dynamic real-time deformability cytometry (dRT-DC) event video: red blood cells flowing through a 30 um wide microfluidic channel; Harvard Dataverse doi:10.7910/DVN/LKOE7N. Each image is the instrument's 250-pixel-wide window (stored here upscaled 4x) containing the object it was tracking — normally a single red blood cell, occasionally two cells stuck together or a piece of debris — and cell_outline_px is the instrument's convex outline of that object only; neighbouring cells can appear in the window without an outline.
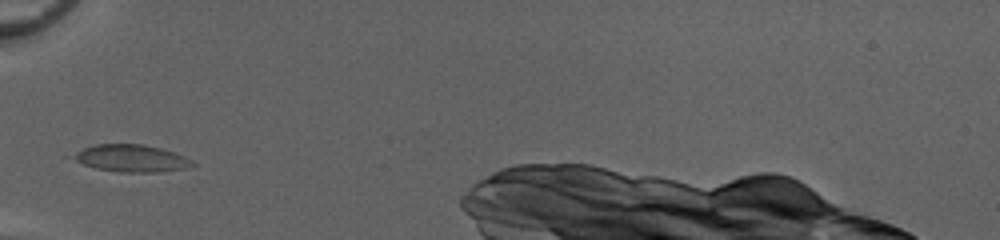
{"species": "common noctule bat (a hibernating species)", "species_latin": "Nyctalus noctula", "temperature_condition": "cold", "stored_images_in_passage": 8, "camera_frame_rate_fps": 3000, "um_per_image_px": 0.085, "animal": {"sex": "female", "body_mass_g": 20.0, "forearm_length_mm": 54.0}, "frame": {"image": 1, "passage_image": 1, "time_ms": 0.0, "image_size_px": [1000, 240], "cell_outline_px": [[196, 164], [188, 168], [156, 172], [120, 172], [96, 168], [84, 164], [64, 156], [84, 148], [96, 144], [144, 144], [160, 148], [184, 156], [192, 160]], "centroid_in_image_um": [11.11, 13.45], "position_along_channel_um": 73.9, "area_um2": 19.02}}